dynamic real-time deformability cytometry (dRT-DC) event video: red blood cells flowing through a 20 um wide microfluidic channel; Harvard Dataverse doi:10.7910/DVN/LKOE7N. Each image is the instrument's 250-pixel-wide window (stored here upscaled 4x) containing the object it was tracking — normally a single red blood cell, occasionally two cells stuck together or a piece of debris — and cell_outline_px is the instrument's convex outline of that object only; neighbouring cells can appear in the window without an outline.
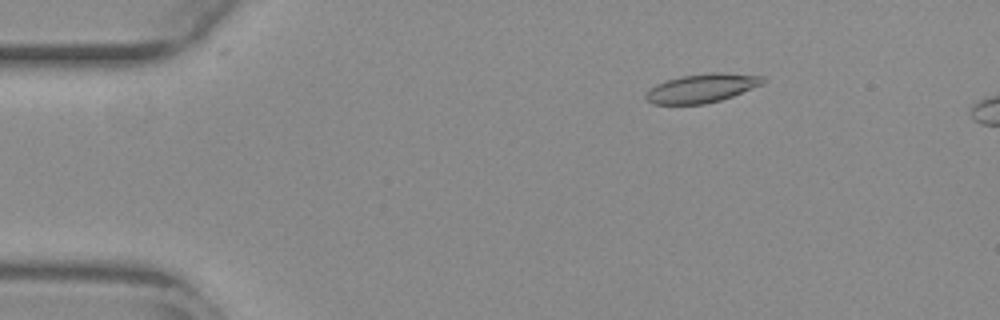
{"species": "common noctule bat (a hibernating species)", "species_latin": "Nyctalus noctula", "temperature_condition": "warm", "stored_images_in_passage": 54, "camera_frame_rate_fps": 3000, "um_per_image_px": 0.085, "animal": {"sex": "female", "body_mass_g": 29.2, "forearm_length_mm": 56.3}, "frame": {"image": 1, "passage_image": 9, "time_ms": 2.667, "image_size_px": [1000, 320], "cell_outline_px": [[764, 84], [732, 96], [720, 100], [704, 104], [652, 104], [644, 96], [656, 84], [680, 76], [712, 72], [720, 72], [764, 76]], "centroid_in_image_um": [59.69, 7.49], "position_along_channel_um": 25.3, "area_um2": 19.48}}
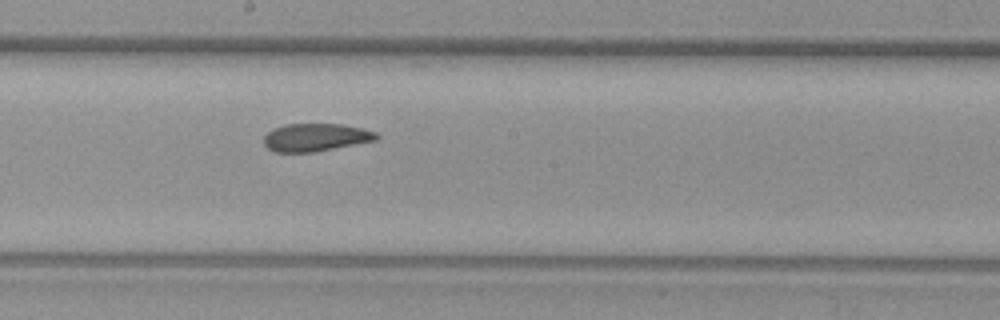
{"frame": {"image": 2, "passage_image": 30, "time_ms": 9.667, "image_size_px": [1000, 320], "cell_outline_px": [[380, 136], [376, 140], [312, 152], [272, 152], [264, 144], [264, 136], [268, 132], [284, 124], [340, 124], [364, 128], [376, 132]], "centroid_in_image_um": [26.83, 11.67], "position_along_channel_um": 221.4, "area_um2": 18.15}}
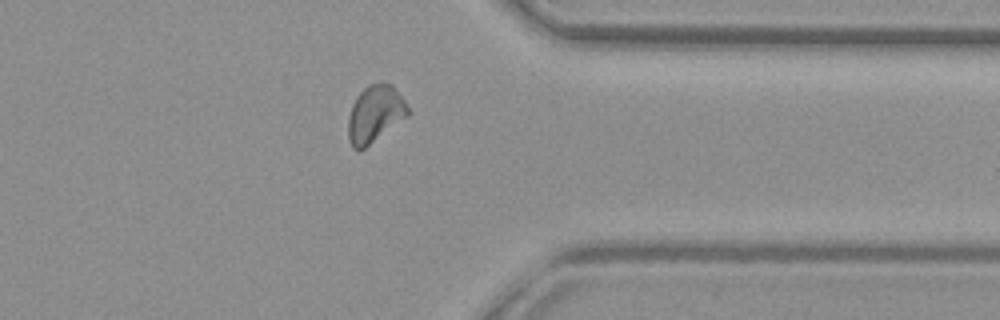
{"frame": {"image": 3, "passage_image": 43, "time_ms": 14.0, "image_size_px": [1000, 320], "cell_outline_px": [[408, 116], [364, 148], [352, 148], [348, 140], [348, 116], [352, 104], [356, 96], [368, 84], [384, 80], [392, 84], [396, 88], [404, 100], [408, 108]], "centroid_in_image_um": [31.86, 9.63], "position_along_channel_um": 379.5, "area_um2": 19.94}, "authors_computed_cell_mechanics": {"area_um2": 19.3341, "velocity_mm_per_s": 3.8412, "shape_relaxation_time_tau1_ms": null, "shape_relaxation_time_tau2_ms": 1.8625, "deformation_change_tau1": null, "deformation_change_tau2": 0.072}}